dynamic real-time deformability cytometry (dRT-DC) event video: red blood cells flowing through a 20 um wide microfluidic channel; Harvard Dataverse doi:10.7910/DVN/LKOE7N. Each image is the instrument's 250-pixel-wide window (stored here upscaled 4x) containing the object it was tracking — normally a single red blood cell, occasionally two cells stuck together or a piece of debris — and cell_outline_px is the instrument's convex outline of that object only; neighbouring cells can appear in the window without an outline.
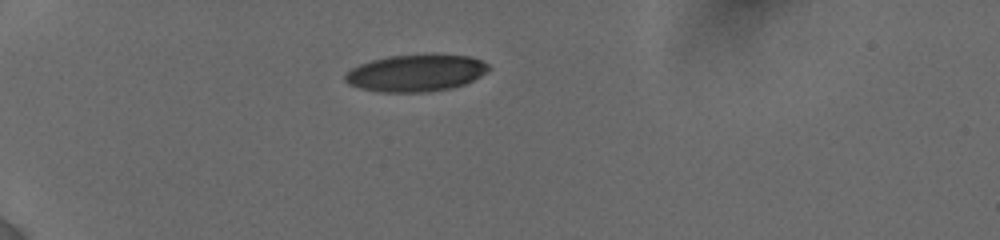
{"species": "human", "species_latin": "Homo sapiens", "temperature_condition": "cold", "stored_images_in_passage": 3, "camera_frame_rate_fps": 3000, "um_per_image_px": 0.085, "donor": {"sex": "female"}, "frame": {"image": 1, "passage_image": 1, "time_ms": 0.0, "image_size_px": [1000, 240], "cell_outline_px": [[492, 68], [480, 76], [464, 84], [452, 88], [428, 92], [380, 92], [360, 88], [348, 84], [344, 80], [344, 76], [352, 68], [360, 64], [372, 60], [388, 56], [468, 56], [480, 60], [488, 64]], "centroid_in_image_um": [35.33, 6.23], "position_along_channel_um": 49.7, "area_um2": 30.35}}
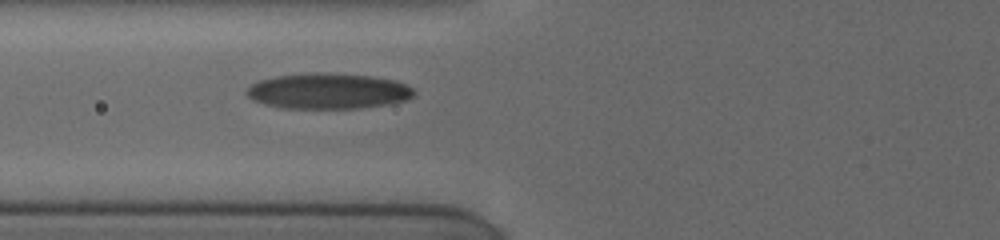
{"frame": {"image": 2, "passage_image": 3, "time_ms": 2.333, "image_size_px": [1000, 240], "cell_outline_px": [[416, 92], [412, 96], [404, 100], [388, 104], [356, 108], [284, 108], [264, 104], [252, 100], [244, 92], [252, 84], [260, 80], [276, 76], [316, 72], [320, 72], [372, 76], [396, 80], [412, 88]], "centroid_in_image_um": [27.87, 7.74], "position_along_channel_um": 97.9, "area_um2": 34.62}}